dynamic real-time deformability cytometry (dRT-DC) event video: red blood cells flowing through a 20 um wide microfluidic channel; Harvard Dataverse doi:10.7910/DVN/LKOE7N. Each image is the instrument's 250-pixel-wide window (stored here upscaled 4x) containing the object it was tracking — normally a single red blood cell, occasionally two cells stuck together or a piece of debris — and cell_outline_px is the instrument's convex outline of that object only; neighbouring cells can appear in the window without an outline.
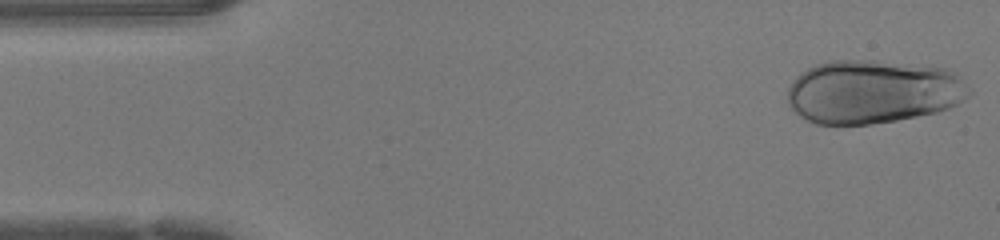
{"species": "human", "species_latin": "Homo sapiens", "temperature_condition": "warm", "stored_images_in_passage": 21, "camera_frame_rate_fps": 3000, "um_per_image_px": 0.085, "donor": {"sex": "female"}, "frame": {"image": 1, "passage_image": 1, "time_ms": 0.0, "image_size_px": [1000, 240], "cell_outline_px": [[972, 92], [964, 100], [948, 108], [936, 112], [896, 120], [872, 124], [816, 124], [800, 116], [788, 104], [788, 88], [796, 76], [808, 68], [816, 64], [832, 60], [876, 60], [948, 68], [956, 72], [972, 88]], "centroid_in_image_um": [74.24, 7.78], "position_along_channel_um": 10.8, "area_um2": 67.74}}
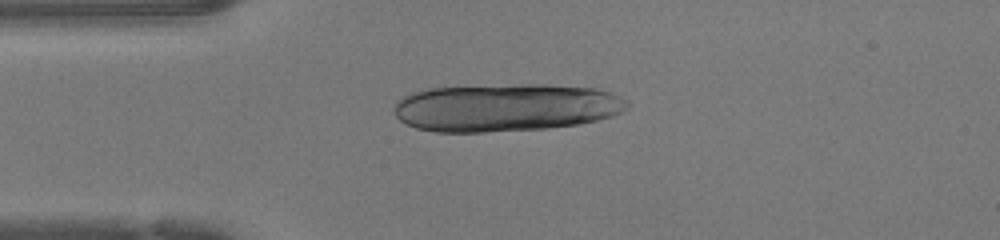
{"frame": {"image": 2, "passage_image": 10, "time_ms": 3.0, "image_size_px": [1000, 240], "cell_outline_px": [[628, 108], [624, 112], [612, 116], [580, 124], [548, 128], [484, 132], [436, 132], [416, 128], [404, 124], [396, 116], [392, 108], [396, 100], [412, 92], [428, 88], [516, 84], [548, 84], [596, 88], [620, 96], [628, 100]], "centroid_in_image_um": [42.97, 9.13], "position_along_channel_um": 42.0, "area_um2": 65.66}}